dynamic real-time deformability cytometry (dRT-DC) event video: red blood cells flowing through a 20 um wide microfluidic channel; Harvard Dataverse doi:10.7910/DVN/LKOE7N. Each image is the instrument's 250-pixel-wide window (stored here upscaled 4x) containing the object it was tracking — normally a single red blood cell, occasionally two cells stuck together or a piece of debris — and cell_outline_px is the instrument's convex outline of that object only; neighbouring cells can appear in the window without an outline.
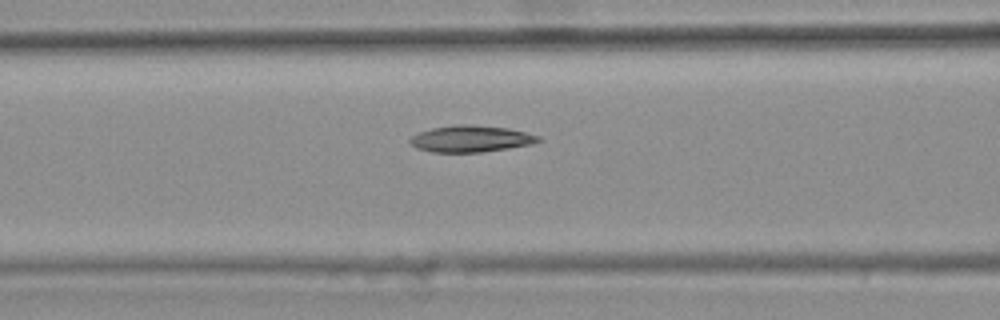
{"species": "common noctule bat (a hibernating species)", "species_latin": "Nyctalus noctula", "temperature_condition": "warm", "stored_images_in_passage": 19, "camera_frame_rate_fps": 3000, "um_per_image_px": 0.085, "animal": {"sex": "female", "body_mass_g": 25.1}, "frame": {"image": 1, "passage_image": 14, "time_ms": 4.333, "image_size_px": [1000, 320], "cell_outline_px": [[544, 140], [532, 144], [508, 148], [480, 152], [432, 152], [416, 148], [408, 140], [412, 136], [420, 132], [432, 128], [456, 124], [468, 124], [508, 128], [540, 136]], "centroid_in_image_um": [40.04, 11.79], "position_along_channel_um": 126.6, "area_um2": 19.83}}